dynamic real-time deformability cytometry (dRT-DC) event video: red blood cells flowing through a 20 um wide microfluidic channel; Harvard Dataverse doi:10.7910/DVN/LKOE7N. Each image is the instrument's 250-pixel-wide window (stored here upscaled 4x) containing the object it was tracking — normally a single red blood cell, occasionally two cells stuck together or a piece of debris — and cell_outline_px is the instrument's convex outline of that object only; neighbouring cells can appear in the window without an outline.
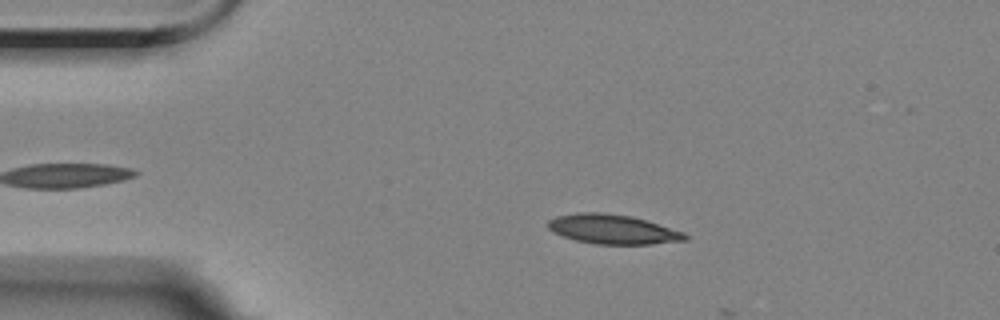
{"species": "Egyptian fruit bat (a non-hibernating species)", "species_latin": "Rousettus aegyptiacus", "temperature_condition": "room temperature", "stored_images_in_passage": 4, "camera_frame_rate_fps": 3000, "um_per_image_px": 0.085, "animal": {"sex": "female"}, "frame": {"image": 1, "passage_image": 3, "time_ms": 2.333, "image_size_px": [1000, 320], "cell_outline_px": [[688, 240], [652, 244], [596, 244], [576, 240], [552, 232], [548, 228], [548, 220], [556, 216], [576, 212], [604, 212], [632, 216], [684, 232], [688, 236]], "centroid_in_image_um": [52.07, 19.48], "position_along_channel_um": 32.9, "area_um2": 23.58}}